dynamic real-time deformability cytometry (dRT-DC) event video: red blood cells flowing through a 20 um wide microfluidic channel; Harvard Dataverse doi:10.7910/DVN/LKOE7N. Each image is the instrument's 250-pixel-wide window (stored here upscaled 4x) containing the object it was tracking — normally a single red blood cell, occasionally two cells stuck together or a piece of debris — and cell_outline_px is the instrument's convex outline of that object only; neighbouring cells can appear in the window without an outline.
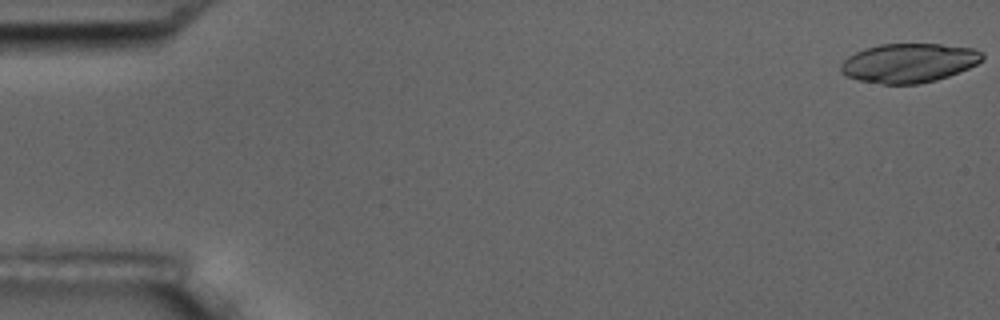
{"species": "common noctule bat (a hibernating species)", "species_latin": "Nyctalus noctula", "temperature_condition": "room temperature", "stored_images_in_passage": 5, "camera_frame_rate_fps": 3000, "um_per_image_px": 0.085, "animal": {"sex": "male", "body_mass_g": 17.5, "forearm_length_mm": 52.3}, "frame": {"image": 1, "passage_image": 1, "time_ms": 0.0, "image_size_px": [1000, 320], "cell_outline_px": [[984, 60], [968, 68], [948, 76], [936, 80], [916, 84], [884, 84], [860, 80], [848, 76], [840, 72], [840, 64], [848, 56], [864, 48], [880, 44], [940, 44], [976, 48], [984, 56]], "centroid_in_image_um": [77.26, 5.34], "position_along_channel_um": 7.7, "area_um2": 32.25}}